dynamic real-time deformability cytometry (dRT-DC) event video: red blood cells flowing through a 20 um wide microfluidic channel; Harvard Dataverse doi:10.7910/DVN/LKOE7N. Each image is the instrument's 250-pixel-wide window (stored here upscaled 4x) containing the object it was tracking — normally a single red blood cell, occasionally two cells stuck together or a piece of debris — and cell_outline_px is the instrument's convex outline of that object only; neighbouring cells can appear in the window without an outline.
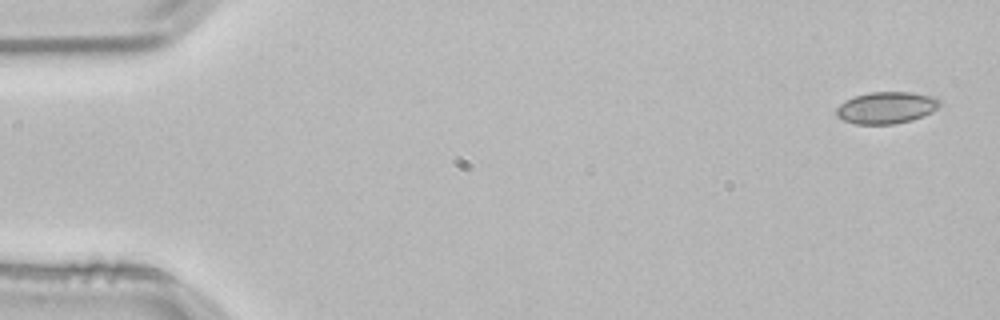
{"species": "common noctule bat (a hibernating species)", "species_latin": "Nyctalus noctula", "temperature_condition": "room temperature", "stored_images_in_passage": 4, "camera_frame_rate_fps": 3000, "um_per_image_px": 0.085, "animal": {"sex": "male", "body_mass_g": 21.5, "forearm_length_mm": 52.0}, "frame": {"image": 1, "passage_image": 1, "time_ms": 0.0, "image_size_px": [1000, 320], "cell_outline_px": [[940, 104], [932, 112], [924, 116], [912, 120], [896, 124], [856, 124], [844, 120], [836, 116], [836, 108], [840, 104], [856, 96], [868, 92], [912, 92], [936, 96], [940, 100]], "centroid_in_image_um": [75.38, 9.15], "position_along_channel_um": 9.6, "area_um2": 19.25}}